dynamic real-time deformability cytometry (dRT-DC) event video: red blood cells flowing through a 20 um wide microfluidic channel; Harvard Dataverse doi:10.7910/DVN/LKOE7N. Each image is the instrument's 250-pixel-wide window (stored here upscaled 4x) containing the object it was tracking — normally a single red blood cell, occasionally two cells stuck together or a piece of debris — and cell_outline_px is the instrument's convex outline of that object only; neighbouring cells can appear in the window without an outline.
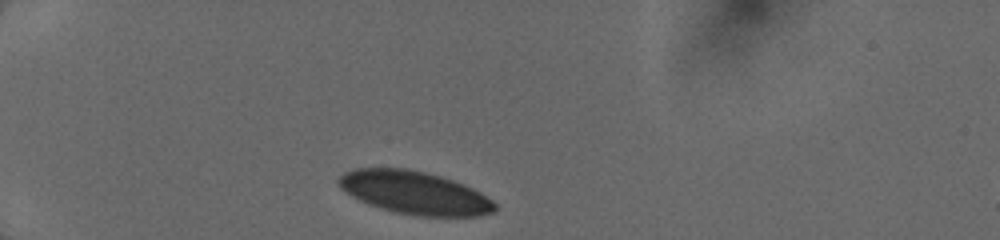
{"species": "human", "species_latin": "Homo sapiens", "temperature_condition": "cold", "stored_images_in_passage": 3, "camera_frame_rate_fps": 3000, "um_per_image_px": 0.085, "donor": {"sex": "female"}, "frame": {"image": 1, "passage_image": 1, "time_ms": 0.0, "image_size_px": [1000, 240], "cell_outline_px": [[500, 208], [496, 212], [480, 216], [416, 216], [396, 212], [380, 208], [368, 204], [344, 192], [336, 184], [336, 180], [344, 172], [356, 168], [408, 168], [440, 176], [452, 180], [472, 188], [480, 192], [492, 200]], "centroid_in_image_um": [35.24, 16.39], "position_along_channel_um": 49.8, "area_um2": 39.36}}